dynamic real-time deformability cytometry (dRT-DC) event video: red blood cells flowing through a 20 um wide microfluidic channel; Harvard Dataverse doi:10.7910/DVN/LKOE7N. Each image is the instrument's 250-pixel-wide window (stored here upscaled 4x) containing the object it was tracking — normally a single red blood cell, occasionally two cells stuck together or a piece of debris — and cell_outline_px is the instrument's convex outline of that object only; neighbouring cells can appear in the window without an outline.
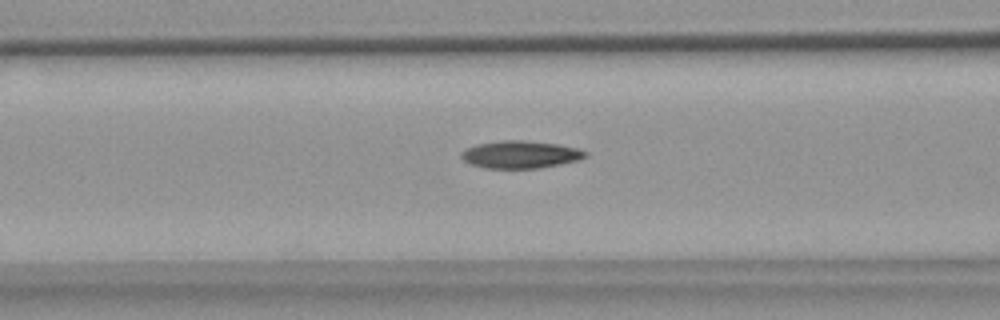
{"species": "common noctule bat (a hibernating species)", "species_latin": "Nyctalus noctula", "temperature_condition": "warm", "stored_images_in_passage": 54, "camera_frame_rate_fps": 3000, "um_per_image_px": 0.085, "animal": {"sex": "female", "body_mass_g": 18.4}, "frame": {"image": 1, "passage_image": 21, "time_ms": 6.667, "image_size_px": [1000, 320], "cell_outline_px": [[588, 152], [584, 156], [576, 160], [560, 164], [540, 168], [484, 168], [472, 164], [464, 160], [460, 156], [460, 152], [476, 144], [500, 140], [524, 140], [556, 144], [576, 148]], "centroid_in_image_um": [44.18, 13.13], "position_along_channel_um": 122.4, "area_um2": 19.65}}
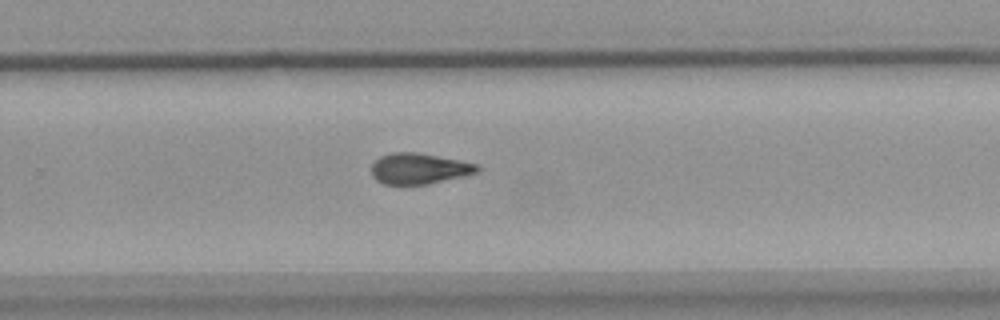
{"frame": {"image": 2, "passage_image": 35, "time_ms": 11.333, "image_size_px": [1000, 320], "cell_outline_px": [[480, 168], [476, 172], [428, 184], [384, 184], [376, 180], [372, 176], [372, 164], [380, 156], [392, 152], [416, 152], [476, 164]], "centroid_in_image_um": [35.54, 14.33], "position_along_channel_um": 294.3, "area_um2": 18.55}}
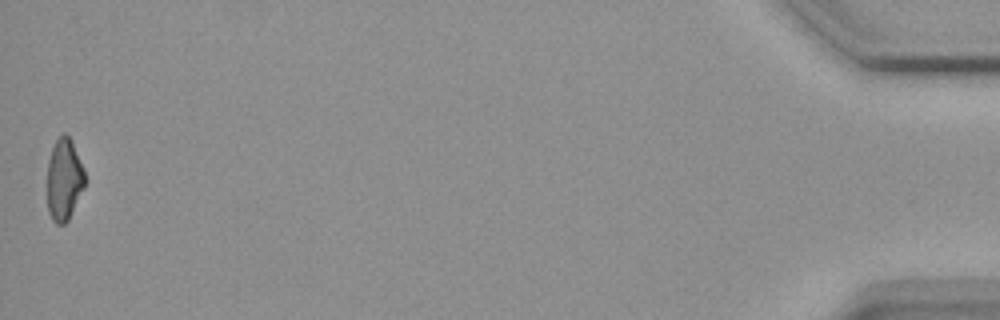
{"frame": {"image": 3, "passage_image": 54, "time_ms": 17.667, "image_size_px": [1000, 320], "cell_outline_px": [[84, 188], [68, 220], [64, 224], [56, 224], [52, 220], [48, 212], [48, 160], [52, 148], [56, 140], [64, 132], [72, 140], [84, 172]], "centroid_in_image_um": [5.44, 15.27], "position_along_channel_um": 429.8, "area_um2": 17.74}, "authors_computed_cell_mechanics": {"area_um2": 19.0162, "velocity_mm_per_s": 3.6948, "shape_relaxation_time_tau1_ms": 10.196, "shape_relaxation_time_tau2_ms": 4.1549, "deformation_change_tau1": 0.2428, "deformation_change_tau2": 0.1249}}